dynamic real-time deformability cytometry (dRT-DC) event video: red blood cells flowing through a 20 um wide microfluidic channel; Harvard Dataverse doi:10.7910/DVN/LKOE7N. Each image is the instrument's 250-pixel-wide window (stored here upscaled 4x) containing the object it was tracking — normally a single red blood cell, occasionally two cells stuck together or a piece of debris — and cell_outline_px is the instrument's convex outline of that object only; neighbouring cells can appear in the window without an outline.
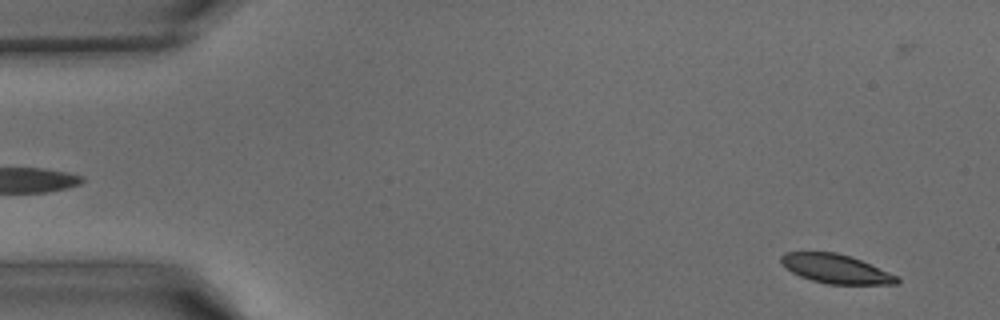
{"species": "common noctule bat (a hibernating species)", "species_latin": "Nyctalus noctula", "temperature_condition": "warm", "stored_images_in_passage": 39, "camera_frame_rate_fps": 3000, "um_per_image_px": 0.085, "animal": {"sex": "male", "body_mass_g": 15.6}, "frame": {"image": 1, "passage_image": 2, "time_ms": 0.333, "image_size_px": [1000, 320], "cell_outline_px": [[900, 284], [828, 284], [812, 280], [800, 276], [784, 268], [780, 264], [780, 256], [784, 252], [836, 252], [860, 260], [900, 276]], "centroid_in_image_um": [71.04, 22.85], "position_along_channel_um": 14.0, "area_um2": 19.71}}
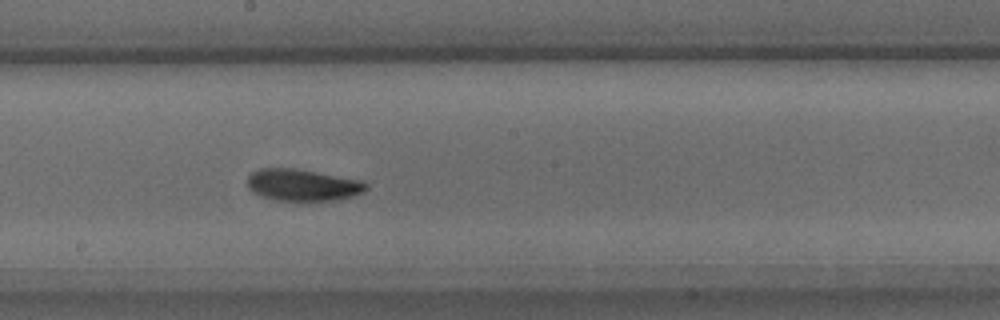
{"frame": {"image": 2, "passage_image": 22, "time_ms": 7.0, "image_size_px": [1000, 320], "cell_outline_px": [[368, 188], [364, 192], [352, 196], [336, 200], [308, 204], [276, 200], [260, 196], [252, 192], [248, 188], [248, 176], [252, 172], [260, 168], [296, 168], [364, 180], [368, 184]], "centroid_in_image_um": [25.76, 15.76], "position_along_channel_um": 222.4, "area_um2": 23.06}}
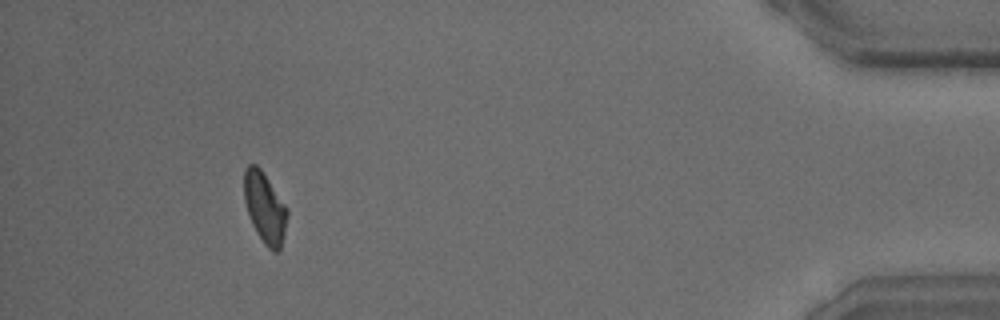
{"frame": {"image": 3, "passage_image": 36, "time_ms": 11.667, "image_size_px": [1000, 320], "cell_outline_px": [[288, 216], [284, 236], [280, 248], [276, 252], [272, 252], [264, 244], [256, 232], [252, 224], [244, 200], [244, 168], [248, 164], [256, 164], [260, 168], [288, 208]], "centroid_in_image_um": [22.51, 17.66], "position_along_channel_um": 412.7, "area_um2": 17.86}}